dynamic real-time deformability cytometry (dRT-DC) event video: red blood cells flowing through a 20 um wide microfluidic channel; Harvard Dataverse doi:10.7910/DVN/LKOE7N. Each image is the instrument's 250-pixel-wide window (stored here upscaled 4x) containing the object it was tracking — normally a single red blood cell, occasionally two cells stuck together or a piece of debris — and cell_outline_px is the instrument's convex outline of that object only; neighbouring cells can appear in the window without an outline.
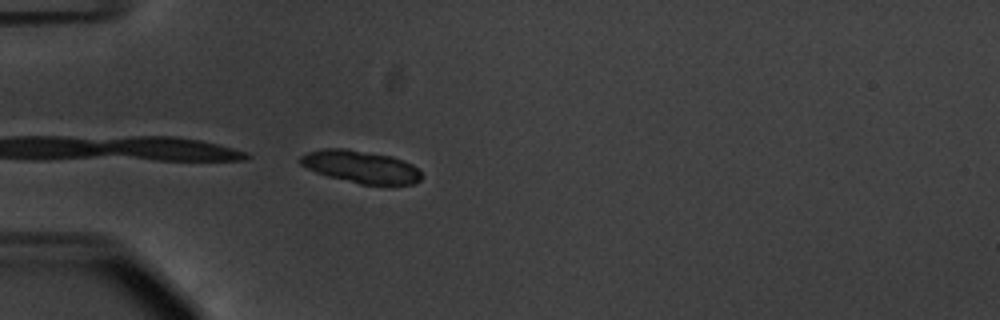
{"species": "common noctule bat (a hibernating species)", "species_latin": "Nyctalus noctula", "temperature_condition": "warm", "stored_images_in_passage": 17, "camera_frame_rate_fps": 3000, "um_per_image_px": 0.085, "animal": {"sex": "male", "body_mass_g": 20.1, "forearm_length_mm": 53.5}, "frame": {"image": 1, "passage_image": 17, "time_ms": 5.333, "image_size_px": [1000, 320], "cell_outline_px": [[420, 180], [412, 184], [360, 184], [328, 176], [316, 172], [300, 164], [296, 160], [300, 156], [308, 152], [324, 148], [344, 148], [392, 156], [404, 160], [412, 164], [420, 172]], "centroid_in_image_um": [30.63, 14.16], "position_along_channel_um": 54.4, "area_um2": 22.77}}